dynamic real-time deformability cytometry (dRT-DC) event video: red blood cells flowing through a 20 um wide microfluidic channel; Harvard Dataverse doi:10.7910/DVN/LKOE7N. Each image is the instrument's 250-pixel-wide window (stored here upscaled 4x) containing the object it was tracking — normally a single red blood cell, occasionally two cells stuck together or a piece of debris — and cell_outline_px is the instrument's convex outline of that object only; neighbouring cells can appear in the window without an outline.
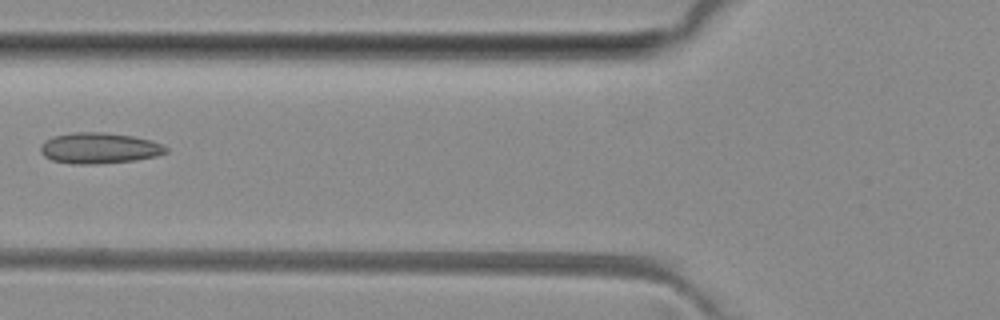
{"species": "common noctule bat (a hibernating species)", "species_latin": "Nyctalus noctula", "temperature_condition": "room temperature", "stored_images_in_passage": 7, "camera_frame_rate_fps": 3000, "um_per_image_px": 0.085, "animal": {"sex": "female", "body_mass_g": 29.2, "forearm_length_mm": 56.3}, "frame": {"image": 1, "passage_image": 6, "time_ms": 6.0, "image_size_px": [1000, 320], "cell_outline_px": [[168, 152], [156, 156], [136, 160], [96, 164], [72, 164], [52, 160], [44, 156], [40, 152], [40, 144], [44, 140], [52, 136], [72, 132], [100, 132], [132, 136], [152, 140], [168, 148]], "centroid_in_image_um": [8.4, 12.59], "position_along_channel_um": 117.4, "area_um2": 22.72}}
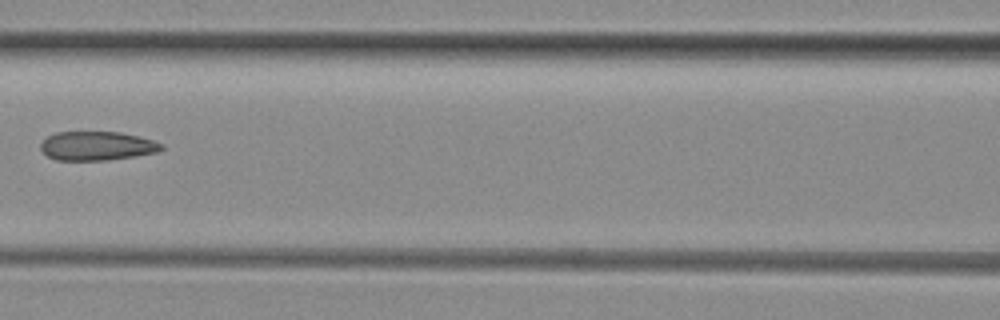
{"frame": {"image": 2, "passage_image": 7, "time_ms": 7.0, "image_size_px": [1000, 320], "cell_outline_px": [[164, 148], [160, 152], [136, 156], [108, 160], [56, 160], [48, 156], [40, 148], [40, 144], [48, 136], [56, 132], [120, 132], [140, 136], [164, 144]], "centroid_in_image_um": [8.29, 12.4], "position_along_channel_um": 158.3, "area_um2": 20.52}}